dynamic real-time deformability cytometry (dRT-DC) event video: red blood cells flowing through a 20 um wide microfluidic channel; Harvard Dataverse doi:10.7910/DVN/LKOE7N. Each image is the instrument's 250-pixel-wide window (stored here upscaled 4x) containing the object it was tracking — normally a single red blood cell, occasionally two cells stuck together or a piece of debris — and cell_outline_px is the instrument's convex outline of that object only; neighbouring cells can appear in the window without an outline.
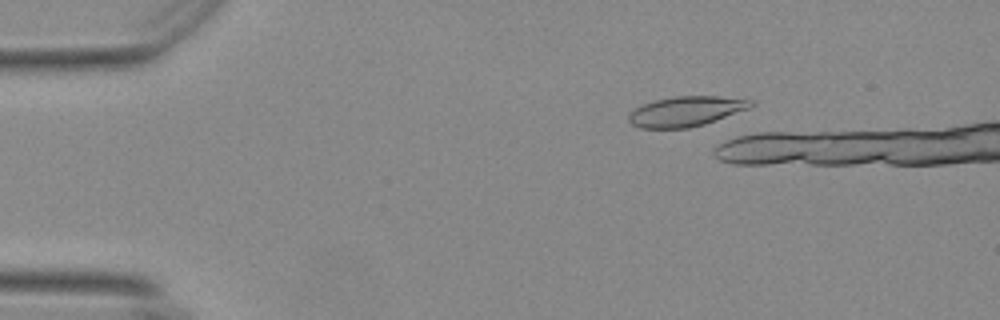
{"species": "Egyptian fruit bat (a non-hibernating species)", "species_latin": "Rousettus aegyptiacus", "temperature_condition": "warm", "stored_images_in_passage": 6, "camera_frame_rate_fps": 3000, "um_per_image_px": 0.085, "animal": {"sex": "female"}, "frame": {"image": 1, "passage_image": 1, "time_ms": 0.0, "image_size_px": [1000, 320], "cell_outline_px": [[756, 104], [748, 108], [704, 124], [688, 128], [640, 128], [632, 124], [628, 120], [628, 116], [636, 108], [652, 100], [676, 96], [720, 96], [756, 100]], "centroid_in_image_um": [58.33, 9.45], "position_along_channel_um": 26.7, "area_um2": 21.27}}